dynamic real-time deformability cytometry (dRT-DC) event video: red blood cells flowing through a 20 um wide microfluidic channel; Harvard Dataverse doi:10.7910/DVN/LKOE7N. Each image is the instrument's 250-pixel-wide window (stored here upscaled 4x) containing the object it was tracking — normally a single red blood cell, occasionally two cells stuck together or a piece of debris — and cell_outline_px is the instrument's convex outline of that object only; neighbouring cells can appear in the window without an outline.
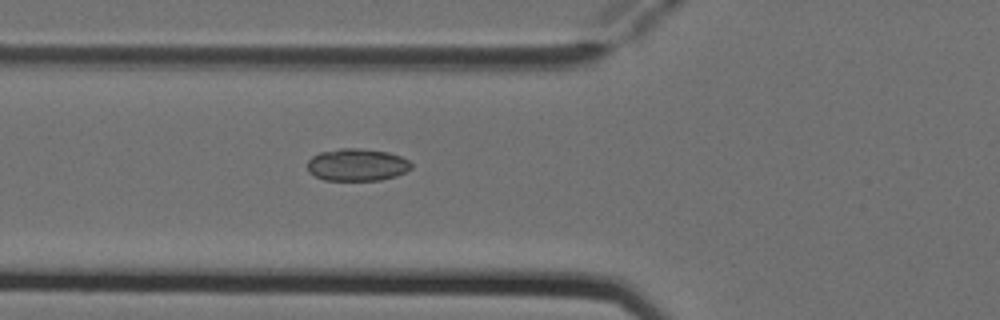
{"species": "Egyptian fruit bat (a non-hibernating species)", "species_latin": "Rousettus aegyptiacus", "temperature_condition": "cold", "stored_images_in_passage": 5, "camera_frame_rate_fps": 3000, "um_per_image_px": 0.085, "animal": {"sex": "female"}, "frame": {"image": 1, "passage_image": 5, "time_ms": 1.333, "image_size_px": [1000, 320], "cell_outline_px": [[412, 168], [396, 176], [380, 180], [324, 180], [308, 172], [308, 160], [312, 156], [320, 152], [340, 148], [360, 148], [388, 152], [400, 156], [408, 160], [412, 164]], "centroid_in_image_um": [30.34, 14.0], "position_along_channel_um": 95.5, "area_um2": 19.59}}